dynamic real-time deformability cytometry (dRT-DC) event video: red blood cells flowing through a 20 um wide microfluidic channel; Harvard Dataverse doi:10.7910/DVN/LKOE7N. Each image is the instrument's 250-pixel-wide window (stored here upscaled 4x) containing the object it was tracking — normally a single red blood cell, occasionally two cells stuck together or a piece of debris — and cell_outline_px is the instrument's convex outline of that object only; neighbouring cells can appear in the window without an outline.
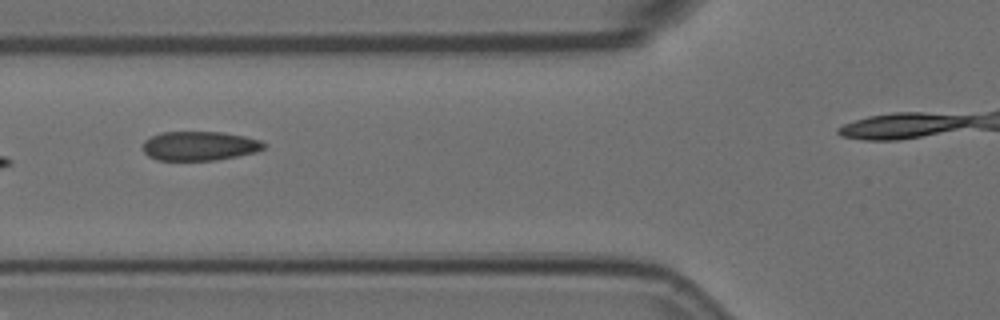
{"species": "Egyptian fruit bat (a non-hibernating species)", "species_latin": "Rousettus aegyptiacus", "temperature_condition": "room temperature", "stored_images_in_passage": 12, "camera_frame_rate_fps": 3000, "um_per_image_px": 0.085, "animal": {"sex": "female"}, "frame": {"image": 1, "passage_image": 4, "time_ms": 1.0, "image_size_px": [1000, 320], "cell_outline_px": [[268, 144], [264, 148], [256, 152], [216, 160], [156, 160], [148, 156], [144, 152], [144, 140], [160, 132], [224, 132], [244, 136], [260, 140]], "centroid_in_image_um": [16.97, 12.4], "position_along_channel_um": 108.8, "area_um2": 20.63}}
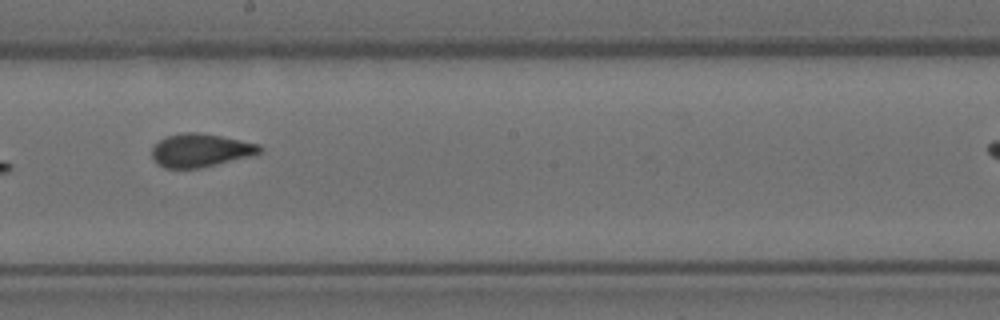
{"frame": {"image": 2, "passage_image": 7, "time_ms": 2.0, "image_size_px": [1000, 320], "cell_outline_px": [[264, 152], [256, 156], [200, 168], [164, 168], [156, 164], [152, 156], [152, 148], [160, 140], [168, 136], [184, 132], [196, 132], [220, 136], [260, 144], [264, 148]], "centroid_in_image_um": [17.12, 12.79], "position_along_channel_um": 231.1, "area_um2": 21.21}}
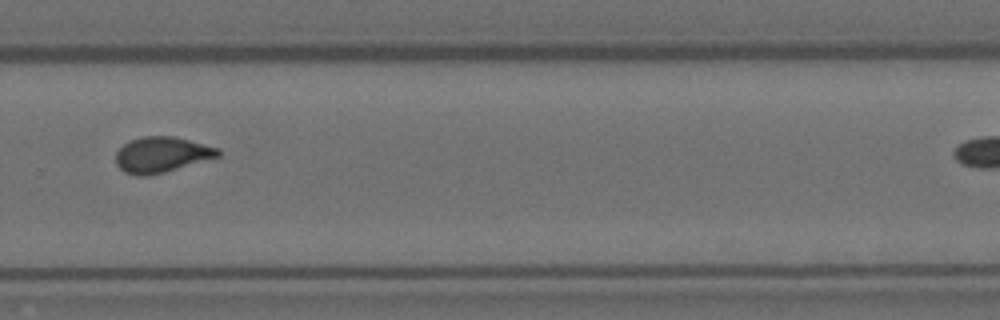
{"frame": {"image": 3, "passage_image": 9, "time_ms": 2.667, "image_size_px": [1000, 320], "cell_outline_px": [[220, 156], [164, 172], [148, 176], [136, 176], [124, 172], [116, 164], [116, 152], [124, 144], [132, 140], [144, 136], [172, 136], [220, 148]], "centroid_in_image_um": [13.73, 13.15], "position_along_channel_um": 316.1, "area_um2": 21.04}}